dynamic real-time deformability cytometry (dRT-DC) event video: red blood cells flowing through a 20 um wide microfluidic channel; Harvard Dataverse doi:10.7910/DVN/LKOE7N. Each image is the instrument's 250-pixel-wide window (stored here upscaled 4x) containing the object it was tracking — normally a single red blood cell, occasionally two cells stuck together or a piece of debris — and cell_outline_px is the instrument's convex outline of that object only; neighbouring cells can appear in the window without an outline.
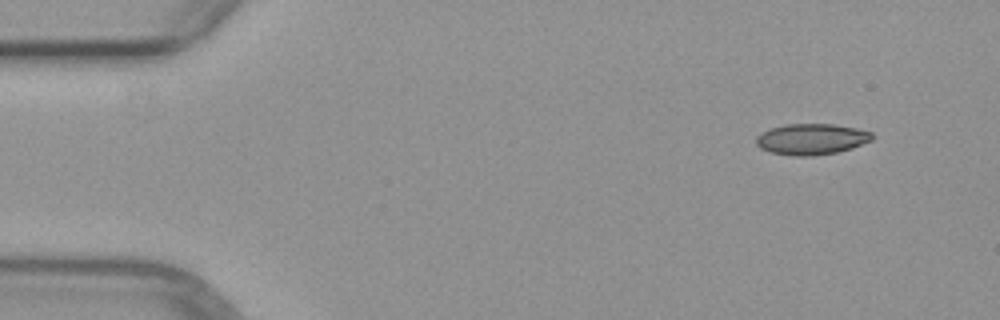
{"species": "common noctule bat (a hibernating species)", "species_latin": "Nyctalus noctula", "temperature_condition": "warm", "stored_images_in_passage": 4, "camera_frame_rate_fps": 3000, "um_per_image_px": 0.085, "animal": {"sex": "female", "body_mass_g": 29.2, "forearm_length_mm": 56.3}, "frame": {"image": 1, "passage_image": 1, "time_ms": 0.0, "image_size_px": [1000, 320], "cell_outline_px": [[872, 140], [852, 148], [836, 152], [812, 156], [796, 156], [768, 152], [760, 148], [756, 144], [756, 136], [768, 128], [784, 124], [832, 124], [856, 128], [872, 132]], "centroid_in_image_um": [68.93, 11.82], "position_along_channel_um": 16.1, "area_um2": 21.04}}
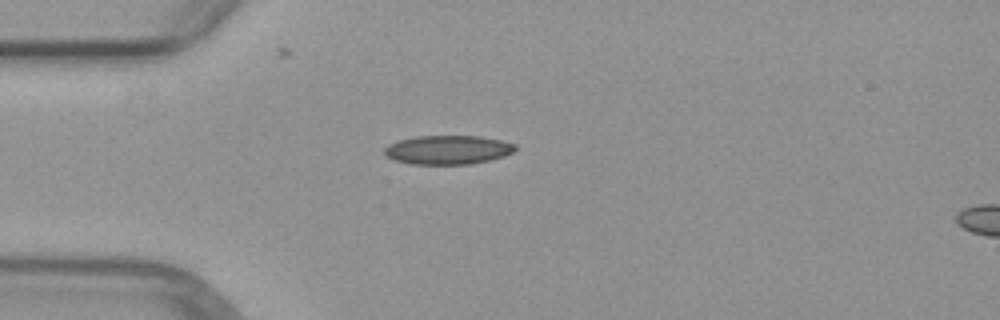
{"frame": {"image": 2, "passage_image": 3, "time_ms": 3.0, "image_size_px": [1000, 320], "cell_outline_px": [[516, 148], [512, 152], [504, 156], [488, 160], [468, 164], [408, 164], [396, 160], [388, 156], [384, 152], [384, 148], [388, 144], [396, 140], [416, 136], [480, 136], [500, 140], [516, 144]], "centroid_in_image_um": [38.04, 12.72], "position_along_channel_um": 47.0, "area_um2": 22.02}}